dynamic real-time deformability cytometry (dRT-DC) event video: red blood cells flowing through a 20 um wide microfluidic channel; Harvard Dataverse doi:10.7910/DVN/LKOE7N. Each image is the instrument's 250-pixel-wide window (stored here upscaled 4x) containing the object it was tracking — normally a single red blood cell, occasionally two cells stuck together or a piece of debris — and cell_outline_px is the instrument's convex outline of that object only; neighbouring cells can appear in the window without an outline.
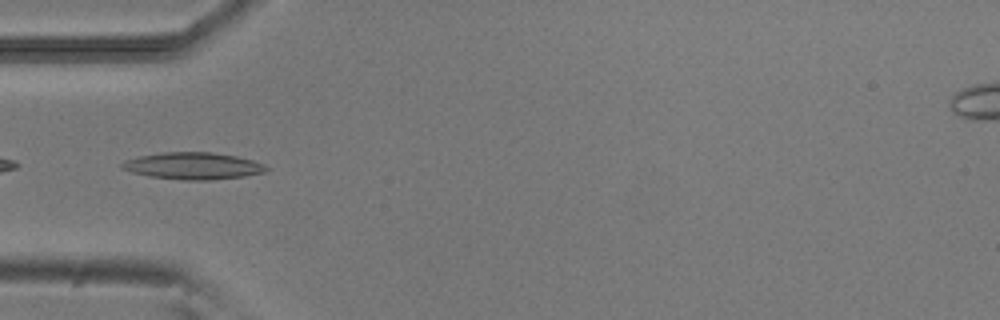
{"species": "common noctule bat (a hibernating species)", "species_latin": "Nyctalus noctula", "temperature_condition": "room temperature", "stored_images_in_passage": 37, "camera_frame_rate_fps": 3000, "um_per_image_px": 0.085, "animal": {"sex": "male", "body_mass_g": 20.5, "forearm_length_mm": 52.5}, "frame": {"image": 1, "passage_image": 9, "time_ms": 2.667, "image_size_px": [1000, 320], "cell_outline_px": [[268, 168], [264, 172], [244, 176], [212, 180], [184, 180], [148, 176], [132, 172], [120, 168], [120, 164], [124, 160], [140, 156], [160, 152], [208, 152], [236, 156], [252, 160], [264, 164]], "centroid_in_image_um": [16.37, 14.1], "position_along_channel_um": 68.6, "area_um2": 22.6}}
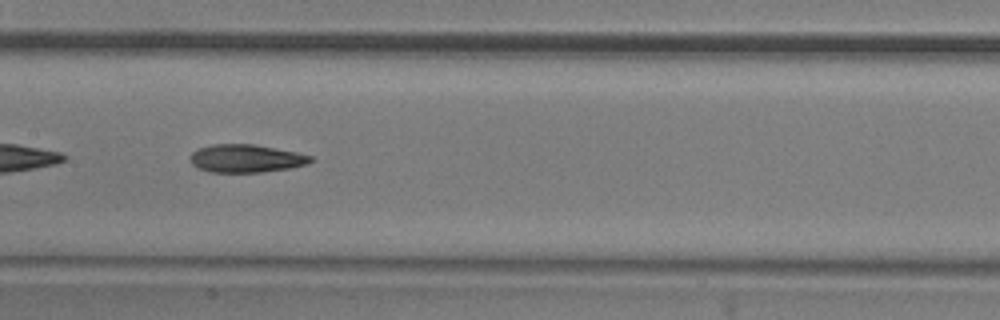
{"frame": {"image": 2, "passage_image": 18, "time_ms": 5.667, "image_size_px": [1000, 320], "cell_outline_px": [[316, 160], [308, 164], [288, 168], [260, 172], [212, 172], [200, 168], [192, 164], [192, 152], [196, 148], [212, 144], [256, 144], [296, 152], [312, 156]], "centroid_in_image_um": [20.95, 13.45], "position_along_channel_um": 186.4, "area_um2": 19.59}}
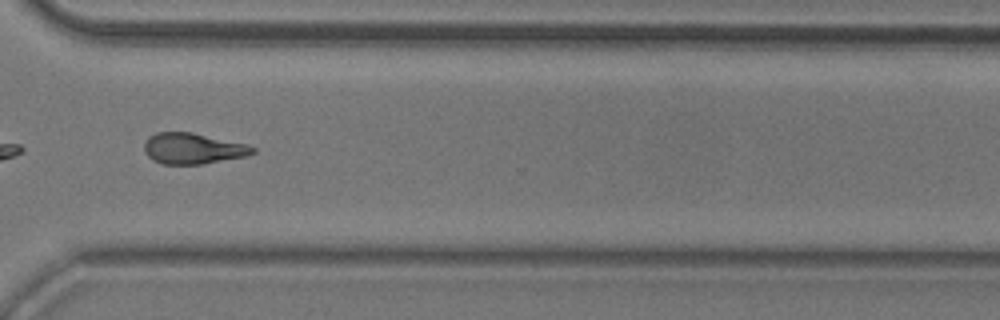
{"frame": {"image": 3, "passage_image": 31, "time_ms": 10.0, "image_size_px": [1000, 320], "cell_outline_px": [[256, 152], [244, 156], [200, 164], [164, 164], [152, 160], [144, 152], [144, 144], [148, 136], [156, 132], [192, 132], [244, 144], [256, 148]], "centroid_in_image_um": [16.33, 12.61], "position_along_channel_um": 354.3, "area_um2": 19.31}, "authors_computed_cell_mechanics": {"area_um2": 19.8254, "velocity_mm_per_s": 3.8867, "shape_relaxation_time_tau1_ms": 4.7569, "shape_relaxation_time_tau2_ms": 5.9284, "deformation_change_tau1": 0.1549, "deformation_change_tau2": 0.1678}}